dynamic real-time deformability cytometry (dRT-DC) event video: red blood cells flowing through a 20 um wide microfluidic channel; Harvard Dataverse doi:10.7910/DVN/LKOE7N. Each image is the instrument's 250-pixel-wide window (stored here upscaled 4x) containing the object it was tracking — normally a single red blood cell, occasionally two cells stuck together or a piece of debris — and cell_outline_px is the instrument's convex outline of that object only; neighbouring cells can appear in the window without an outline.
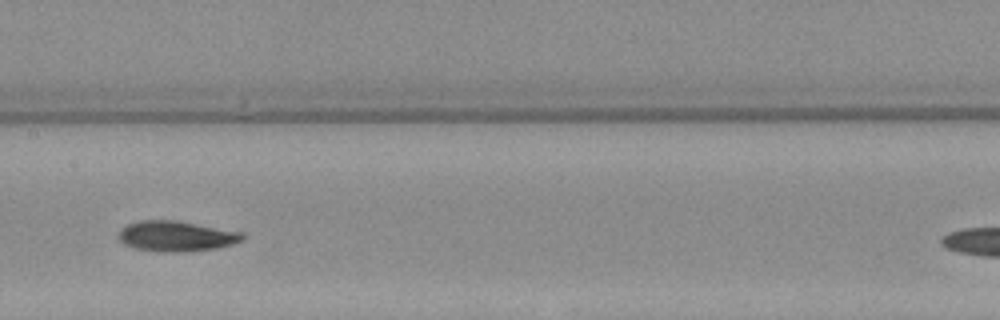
{"species": "Egyptian fruit bat (a non-hibernating species)", "species_latin": "Rousettus aegyptiacus", "temperature_condition": "warm", "stored_images_in_passage": 9, "camera_frame_rate_fps": 3000, "um_per_image_px": 0.085, "animal": {"sex": "female"}, "frame": {"image": 1, "passage_image": 6, "time_ms": 10.333, "image_size_px": [1000, 320], "cell_outline_px": [[244, 236], [240, 240], [232, 244], [216, 248], [180, 252], [156, 252], [136, 248], [124, 244], [120, 240], [120, 228], [128, 224], [140, 220], [172, 220], [244, 232]], "centroid_in_image_um": [14.96, 20.08], "position_along_channel_um": 192.4, "area_um2": 21.73}}
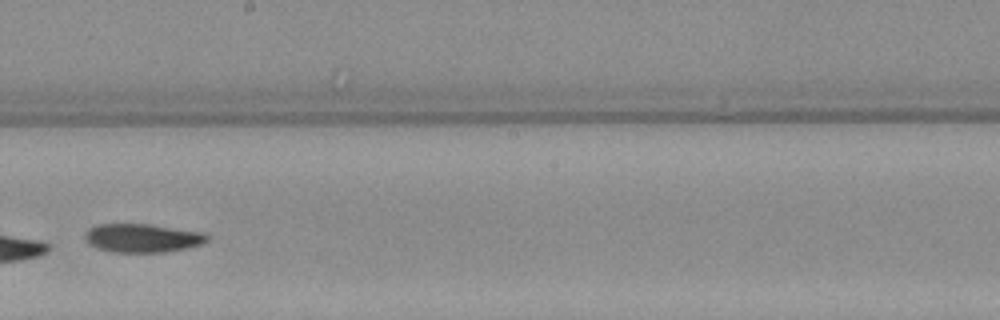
{"frame": {"image": 2, "passage_image": 8, "time_ms": 13.667, "image_size_px": [1000, 320], "cell_outline_px": [[208, 240], [200, 244], [184, 248], [164, 252], [112, 252], [96, 248], [88, 244], [84, 236], [88, 228], [96, 224], [148, 224], [204, 232], [208, 236]], "centroid_in_image_um": [12.05, 20.23], "position_along_channel_um": 236.1, "area_um2": 20.35}}
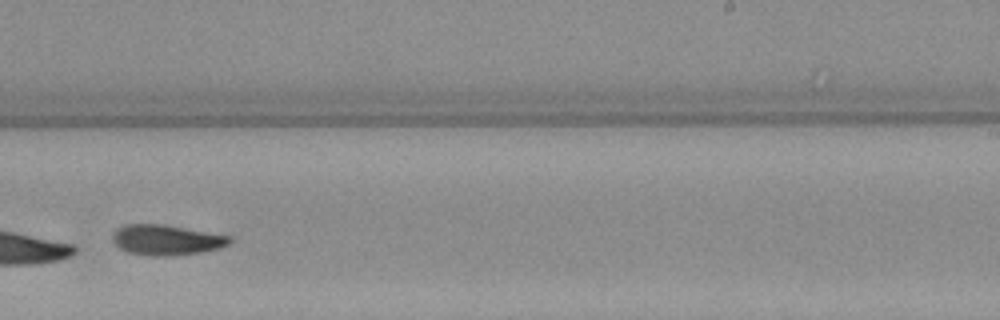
{"frame": {"image": 3, "passage_image": 9, "time_ms": 14.667, "image_size_px": [1000, 320], "cell_outline_px": [[232, 240], [228, 244], [220, 248], [200, 252], [172, 256], [152, 256], [128, 252], [120, 248], [112, 240], [112, 236], [116, 228], [124, 224], [164, 224], [232, 236]], "centroid_in_image_um": [14.14, 20.39], "position_along_channel_um": 274.9, "area_um2": 20.81}}